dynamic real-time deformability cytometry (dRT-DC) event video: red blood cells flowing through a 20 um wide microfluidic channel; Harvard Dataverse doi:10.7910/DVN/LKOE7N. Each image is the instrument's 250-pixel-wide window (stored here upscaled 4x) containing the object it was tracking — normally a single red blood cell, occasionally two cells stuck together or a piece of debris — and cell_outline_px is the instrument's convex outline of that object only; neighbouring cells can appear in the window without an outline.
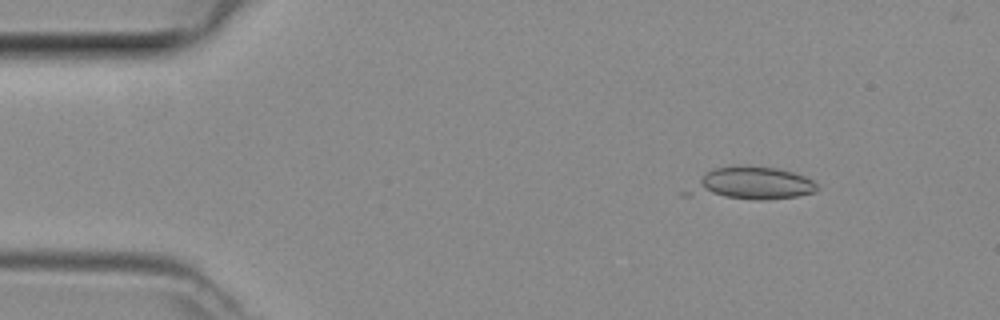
{"species": "common noctule bat (a hibernating species)", "species_latin": "Nyctalus noctula", "temperature_condition": "room temperature", "stored_images_in_passage": 8, "camera_frame_rate_fps": 3000, "um_per_image_px": 0.085, "animal": {"sex": "female", "body_mass_g": 29.2, "forearm_length_mm": 56.3}, "frame": {"image": 1, "passage_image": 1, "time_ms": 0.0, "image_size_px": [1000, 320], "cell_outline_px": [[816, 192], [796, 196], [764, 200], [752, 200], [680, 196], [676, 192], [712, 168], [732, 164], [740, 164], [776, 168], [792, 172], [804, 176], [812, 180], [816, 184]], "centroid_in_image_um": [63.61, 15.61], "position_along_channel_um": 21.4, "area_um2": 26.01}}